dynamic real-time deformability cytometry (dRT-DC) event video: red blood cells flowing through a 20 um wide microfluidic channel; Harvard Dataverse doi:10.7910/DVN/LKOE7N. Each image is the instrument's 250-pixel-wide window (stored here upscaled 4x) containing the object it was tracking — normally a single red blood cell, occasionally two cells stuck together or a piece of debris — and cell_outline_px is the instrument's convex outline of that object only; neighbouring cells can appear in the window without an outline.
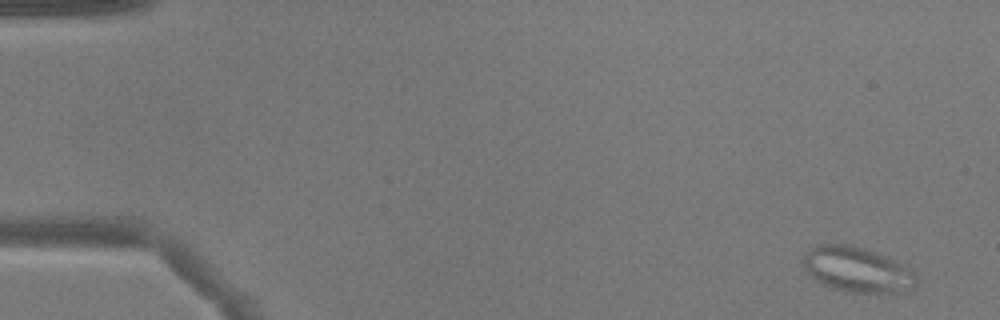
{"species": "common noctule bat (a hibernating species)", "species_latin": "Nyctalus noctula", "temperature_condition": "warm", "stored_images_in_passage": 52, "camera_frame_rate_fps": 3000, "um_per_image_px": 0.085, "animal": {"sex": "male", "body_mass_g": 17.9}, "frame": {"image": 1, "passage_image": 3, "time_ms": 0.667, "image_size_px": [1000, 320], "cell_outline_px": [[916, 284], [912, 292], [848, 292], [832, 288], [816, 280], [808, 272], [800, 260], [816, 244], [852, 244], [876, 252], [900, 264], [916, 276]], "centroid_in_image_um": [72.84, 22.92], "position_along_channel_um": 12.2, "area_um2": 29.48}}
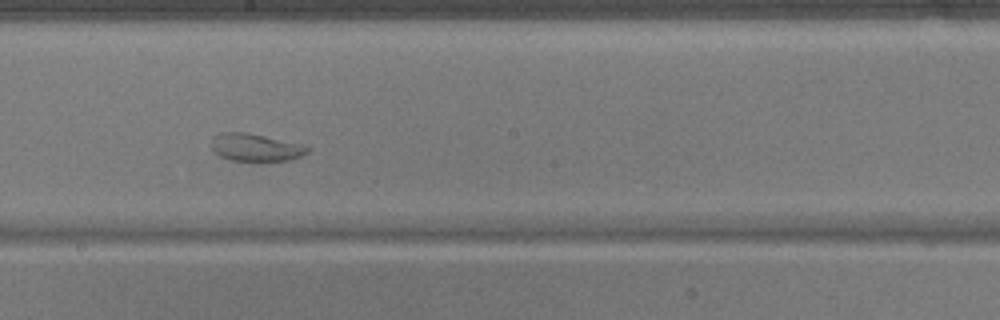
{"frame": {"image": 2, "passage_image": 30, "time_ms": 9.667, "image_size_px": [1000, 320], "cell_outline_px": [[308, 152], [300, 156], [288, 160], [228, 160], [212, 152], [208, 144], [212, 136], [224, 132], [244, 132], [308, 144]], "centroid_in_image_um": [21.67, 12.51], "position_along_channel_um": 226.5, "area_um2": 15.72}}
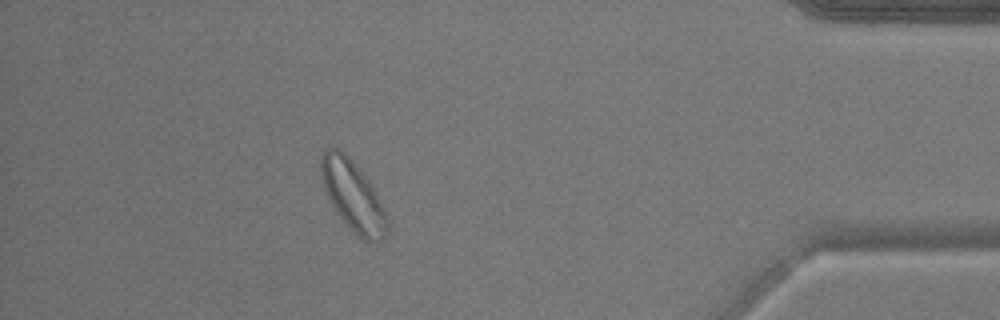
{"frame": {"image": 3, "passage_image": 47, "time_ms": 15.333, "image_size_px": [1000, 320], "cell_outline_px": [[388, 232], [376, 244], [368, 244], [336, 212], [324, 188], [320, 176], [320, 156], [328, 148], [336, 148], [344, 152], [352, 160], [364, 176], [372, 188], [388, 220]], "centroid_in_image_um": [29.97, 16.65], "position_along_channel_um": 405.2, "area_um2": 26.36}}